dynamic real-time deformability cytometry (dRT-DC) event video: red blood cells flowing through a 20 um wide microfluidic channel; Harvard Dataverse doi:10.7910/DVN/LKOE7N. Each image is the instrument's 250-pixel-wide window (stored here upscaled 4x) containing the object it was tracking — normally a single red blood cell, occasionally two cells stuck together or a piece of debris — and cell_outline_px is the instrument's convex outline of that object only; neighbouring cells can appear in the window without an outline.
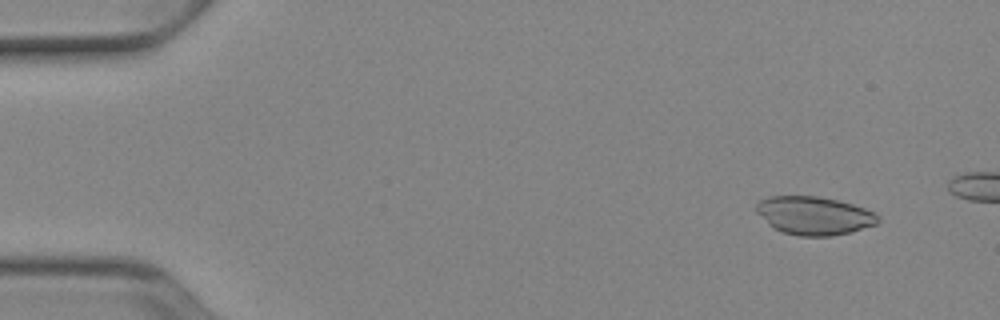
{"species": "Egyptian fruit bat (a non-hibernating species)", "species_latin": "Rousettus aegyptiacus", "temperature_condition": "cold", "stored_images_in_passage": 15, "camera_frame_rate_fps": 3000, "um_per_image_px": 0.085, "animal": {"sex": "female"}, "frame": {"image": 1, "passage_image": 5, "time_ms": 1.333, "image_size_px": [1000, 320], "cell_outline_px": [[880, 220], [876, 224], [852, 232], [832, 236], [800, 236], [784, 232], [772, 228], [756, 212], [756, 204], [760, 200], [768, 196], [820, 196], [852, 204], [864, 208], [880, 216]], "centroid_in_image_um": [69.19, 18.33], "position_along_channel_um": 15.8, "area_um2": 27.22}}